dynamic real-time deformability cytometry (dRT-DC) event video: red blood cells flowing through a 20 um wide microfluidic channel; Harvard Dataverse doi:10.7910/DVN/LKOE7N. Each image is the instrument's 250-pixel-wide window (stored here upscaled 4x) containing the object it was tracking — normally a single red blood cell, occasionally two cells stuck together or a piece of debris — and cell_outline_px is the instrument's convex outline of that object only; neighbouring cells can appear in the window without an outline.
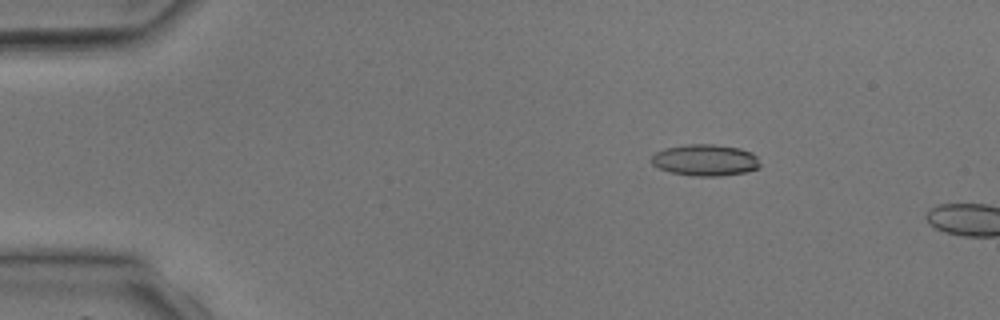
{"species": "common noctule bat (a hibernating species)", "species_latin": "Nyctalus noctula", "temperature_condition": "room temperature", "stored_images_in_passage": 2, "camera_frame_rate_fps": 3000, "um_per_image_px": 0.085, "animal": {"sex": "male", "body_mass_g": 17.9, "forearm_length_mm": 54.2}, "frame": {"image": 1, "passage_image": 1, "time_ms": 0.0, "image_size_px": [1000, 320], "cell_outline_px": [[760, 168], [744, 172], [720, 176], [696, 176], [668, 172], [652, 164], [652, 156], [656, 152], [664, 148], [688, 144], [712, 144], [740, 148], [752, 152], [756, 156], [760, 164]], "centroid_in_image_um": [59.95, 13.61], "position_along_channel_um": 25.0, "area_um2": 19.94}}